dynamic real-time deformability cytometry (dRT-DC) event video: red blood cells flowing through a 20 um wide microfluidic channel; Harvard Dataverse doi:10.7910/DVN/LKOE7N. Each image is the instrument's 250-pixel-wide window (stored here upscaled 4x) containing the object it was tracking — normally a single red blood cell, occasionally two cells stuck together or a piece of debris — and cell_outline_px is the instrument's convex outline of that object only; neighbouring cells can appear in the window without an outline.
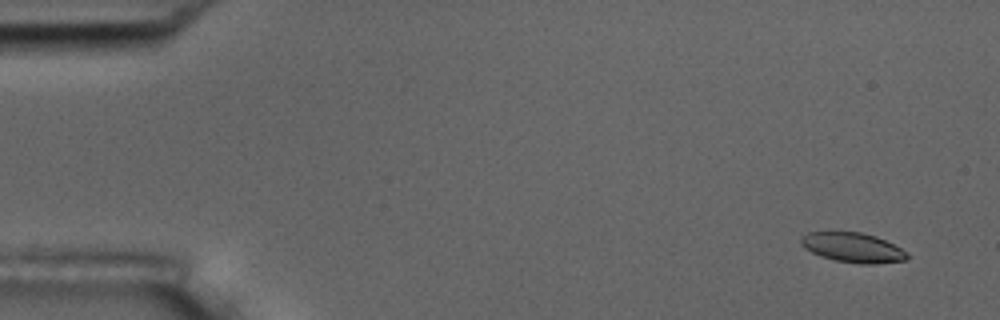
{"species": "common noctule bat (a hibernating species)", "species_latin": "Nyctalus noctula", "temperature_condition": "room temperature", "stored_images_in_passage": 5, "camera_frame_rate_fps": 3000, "um_per_image_px": 0.085, "animal": {"sex": "male", "body_mass_g": 17.5, "forearm_length_mm": 52.3}, "frame": {"image": 1, "passage_image": 2, "time_ms": 1.0, "image_size_px": [1000, 320], "cell_outline_px": [[908, 256], [904, 260], [876, 264], [860, 264], [836, 260], [820, 256], [804, 248], [800, 244], [800, 240], [808, 232], [860, 232], [876, 236], [908, 252]], "centroid_in_image_um": [72.48, 21.04], "position_along_channel_um": 12.5, "area_um2": 18.21}}
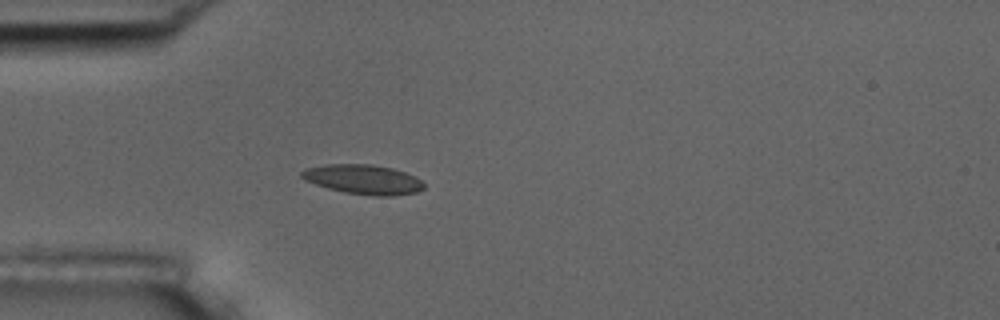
{"frame": {"image": 2, "passage_image": 5, "time_ms": 5.333, "image_size_px": [1000, 320], "cell_outline_px": [[424, 188], [416, 192], [392, 196], [376, 196], [344, 192], [328, 188], [304, 180], [300, 176], [300, 172], [304, 168], [328, 164], [372, 164], [392, 168], [416, 176], [424, 184]], "centroid_in_image_um": [30.86, 15.24], "position_along_channel_um": 54.1, "area_um2": 21.1}}